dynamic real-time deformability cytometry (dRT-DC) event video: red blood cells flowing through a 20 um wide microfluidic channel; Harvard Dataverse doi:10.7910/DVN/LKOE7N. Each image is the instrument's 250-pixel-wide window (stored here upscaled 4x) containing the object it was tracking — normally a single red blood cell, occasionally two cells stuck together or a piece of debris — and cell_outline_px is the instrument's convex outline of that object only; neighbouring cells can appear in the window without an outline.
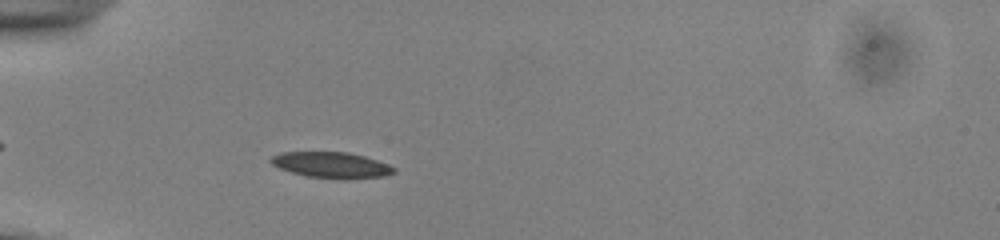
{"species": "common noctule bat (a hibernating species)", "species_latin": "Nyctalus noctula", "temperature_condition": "cold", "stored_images_in_passage": 42, "camera_frame_rate_fps": 3000, "um_per_image_px": 0.085, "animal": {"sex": "male", "body_mass_g": 13.0, "forearm_length_mm": 53.1}, "frame": {"image": 1, "passage_image": 6, "time_ms": 1.667, "image_size_px": [1000, 240], "cell_outline_px": [[396, 172], [384, 176], [348, 180], [308, 176], [292, 172], [280, 168], [272, 164], [268, 160], [272, 156], [280, 152], [348, 152], [364, 156], [388, 164], [396, 168]], "centroid_in_image_um": [28.19, 14.03], "position_along_channel_um": 56.8, "area_um2": 18.67}}
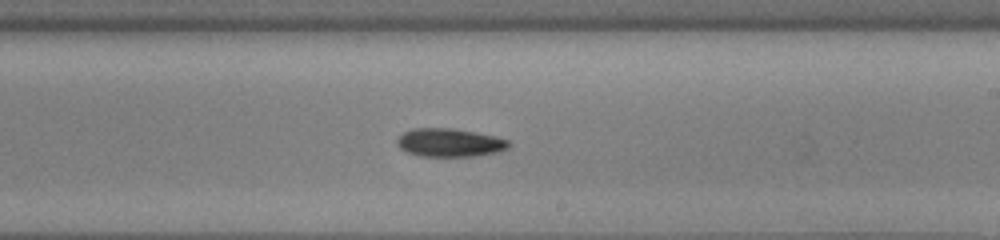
{"frame": {"image": 2, "passage_image": 22, "time_ms": 7.0, "image_size_px": [1000, 240], "cell_outline_px": [[512, 144], [508, 148], [500, 152], [472, 156], [420, 156], [408, 152], [400, 148], [396, 144], [396, 140], [404, 132], [412, 128], [452, 128], [476, 132], [496, 136], [508, 140]], "centroid_in_image_um": [38.25, 12.12], "position_along_channel_um": 250.8, "area_um2": 18.55}}
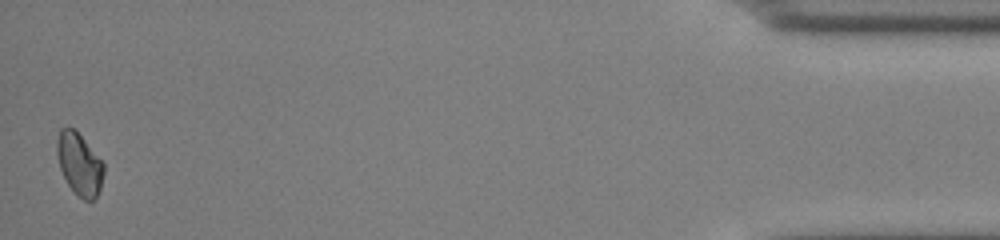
{"frame": {"image": 3, "passage_image": 42, "time_ms": 13.667, "image_size_px": [1000, 240], "cell_outline_px": [[104, 172], [100, 188], [96, 196], [92, 200], [84, 200], [68, 184], [60, 168], [56, 152], [56, 140], [60, 128], [72, 128], [84, 140], [104, 164]], "centroid_in_image_um": [6.73, 13.93], "position_along_channel_um": 428.5, "area_um2": 16.47}, "authors_computed_cell_mechanics": {"area_um2": 18.0336, "velocity_mm_per_s": 3.8769, "shape_relaxation_time_tau1_ms": 2.4648, "shape_relaxation_time_tau2_ms": null, "deformation_change_tau1": 0.0733, "deformation_change_tau2": null}}